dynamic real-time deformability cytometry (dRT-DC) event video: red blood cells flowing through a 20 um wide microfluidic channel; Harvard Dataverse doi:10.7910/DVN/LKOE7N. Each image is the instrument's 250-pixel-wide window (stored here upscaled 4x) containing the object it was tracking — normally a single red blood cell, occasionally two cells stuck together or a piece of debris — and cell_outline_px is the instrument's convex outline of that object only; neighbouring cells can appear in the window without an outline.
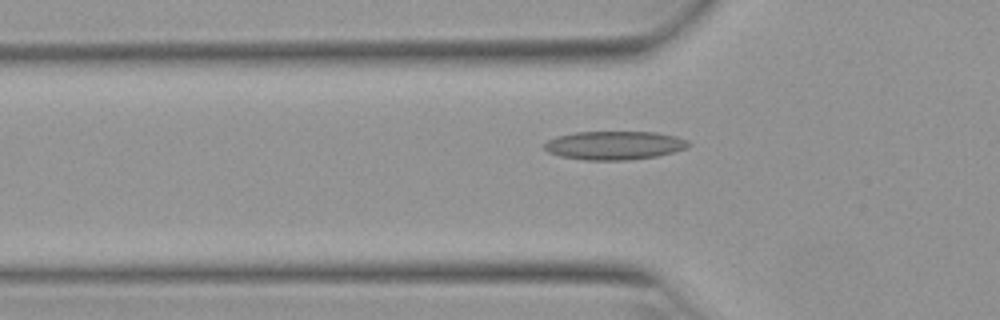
{"species": "Egyptian fruit bat (a non-hibernating species)", "species_latin": "Rousettus aegyptiacus", "temperature_condition": "warm", "stored_images_in_passage": 29, "camera_frame_rate_fps": 3000, "um_per_image_px": 0.085, "animal": {"sex": "female"}, "frame": {"image": 1, "passage_image": 6, "time_ms": 1.667, "image_size_px": [1000, 320], "cell_outline_px": [[692, 144], [688, 148], [656, 156], [628, 160], [584, 160], [560, 156], [548, 152], [544, 148], [544, 144], [548, 140], [556, 136], [576, 132], [656, 132], [676, 136], [688, 140]], "centroid_in_image_um": [52.24, 12.35], "position_along_channel_um": 73.6, "area_um2": 24.1}}
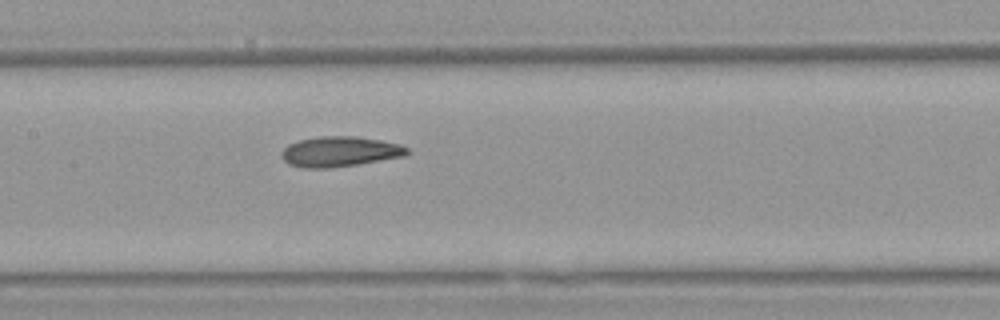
{"frame": {"image": 2, "passage_image": 14, "time_ms": 4.333, "image_size_px": [1000, 320], "cell_outline_px": [[408, 152], [404, 156], [356, 164], [328, 168], [304, 168], [288, 164], [284, 160], [280, 152], [288, 144], [300, 140], [320, 136], [356, 136], [380, 140], [400, 144], [408, 148]], "centroid_in_image_um": [28.85, 12.88], "position_along_channel_um": 178.5, "area_um2": 21.96}}
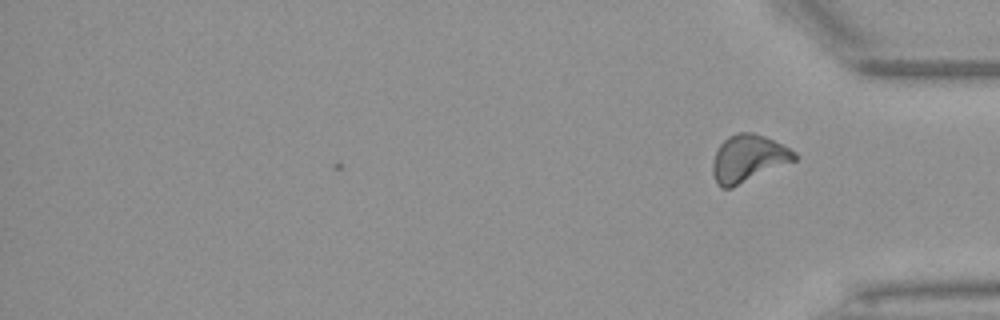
{"frame": {"image": 3, "passage_image": 29, "time_ms": 9.333, "image_size_px": [1000, 320], "cell_outline_px": [[796, 160], [732, 188], [720, 188], [716, 184], [712, 172], [712, 160], [720, 144], [728, 136], [736, 132], [752, 132], [764, 136], [796, 152]], "centroid_in_image_um": [63.55, 13.48], "position_along_channel_um": 371.6, "area_um2": 22.48}, "authors_computed_cell_mechanics": {"area_um2": 21.6172, "velocity_mm_per_s": 3.9209, "shape_relaxation_time_tau1_ms": 10.4251, "shape_relaxation_time_tau2_ms": 3.2484, "deformation_change_tau1": 0.2042, "deformation_change_tau2": 0.1005}}